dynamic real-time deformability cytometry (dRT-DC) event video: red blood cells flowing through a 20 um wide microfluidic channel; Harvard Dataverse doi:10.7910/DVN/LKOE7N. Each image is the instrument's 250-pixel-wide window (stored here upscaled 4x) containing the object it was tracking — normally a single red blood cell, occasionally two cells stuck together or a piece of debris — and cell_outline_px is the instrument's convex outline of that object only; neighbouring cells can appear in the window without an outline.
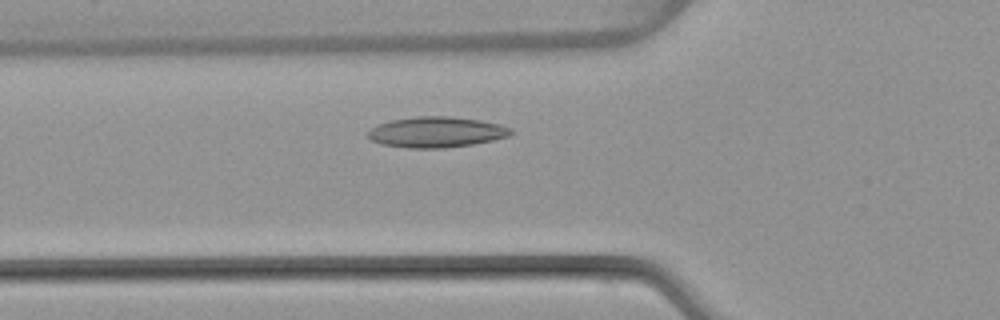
{"species": "common noctule bat (a hibernating species)", "species_latin": "Nyctalus noctula", "temperature_condition": "warm", "stored_images_in_passage": 45, "camera_frame_rate_fps": 3000, "um_per_image_px": 0.085, "animal": {"sex": "female", "body_mass_g": 22.7, "forearm_length_mm": 54.2}, "frame": {"image": 1, "passage_image": 12, "time_ms": 3.667, "image_size_px": [1000, 320], "cell_outline_px": [[512, 132], [508, 136], [492, 140], [472, 144], [444, 148], [408, 148], [384, 144], [372, 140], [368, 136], [368, 132], [376, 124], [392, 120], [416, 116], [448, 116], [480, 120], [500, 124], [512, 128]], "centroid_in_image_um": [37.1, 11.22], "position_along_channel_um": 88.7, "area_um2": 25.37}}
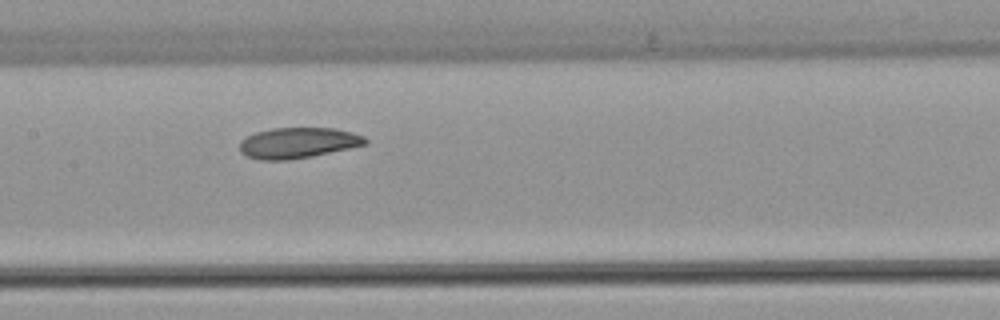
{"frame": {"image": 2, "passage_image": 19, "time_ms": 6.0, "image_size_px": [1000, 320], "cell_outline_px": [[368, 144], [312, 156], [288, 160], [260, 160], [248, 156], [240, 152], [240, 140], [256, 132], [272, 128], [336, 128], [352, 132], [364, 136], [368, 140]], "centroid_in_image_um": [25.34, 12.14], "position_along_channel_um": 182.1, "area_um2": 22.48}}
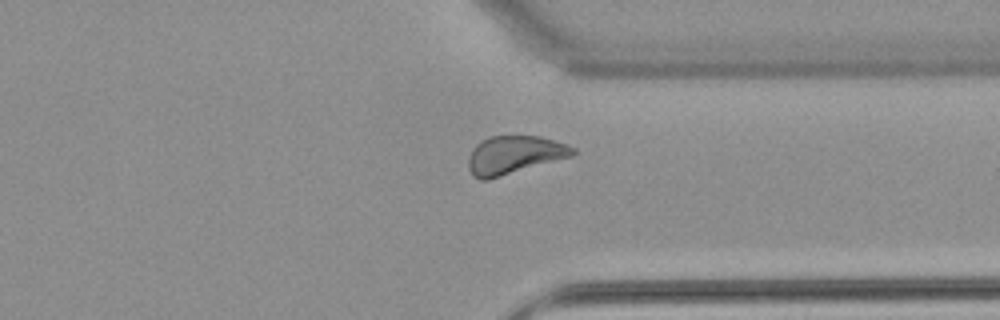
{"frame": {"image": 3, "passage_image": 33, "time_ms": 10.667, "image_size_px": [1000, 320], "cell_outline_px": [[576, 152], [572, 156], [488, 180], [480, 180], [472, 176], [468, 168], [468, 156], [472, 148], [480, 140], [488, 136], [540, 136], [568, 144], [576, 148]], "centroid_in_image_um": [43.68, 13.17], "position_along_channel_um": 367.7, "area_um2": 23.52}, "authors_computed_cell_mechanics": {"area_um2": 23.5246, "velocity_mm_per_s": 3.9878, "shape_relaxation_time_tau1_ms": 7.6831, "shape_relaxation_time_tau2_ms": 6.502, "deformation_change_tau1": 0.1433, "deformation_change_tau2": 0.1277}}